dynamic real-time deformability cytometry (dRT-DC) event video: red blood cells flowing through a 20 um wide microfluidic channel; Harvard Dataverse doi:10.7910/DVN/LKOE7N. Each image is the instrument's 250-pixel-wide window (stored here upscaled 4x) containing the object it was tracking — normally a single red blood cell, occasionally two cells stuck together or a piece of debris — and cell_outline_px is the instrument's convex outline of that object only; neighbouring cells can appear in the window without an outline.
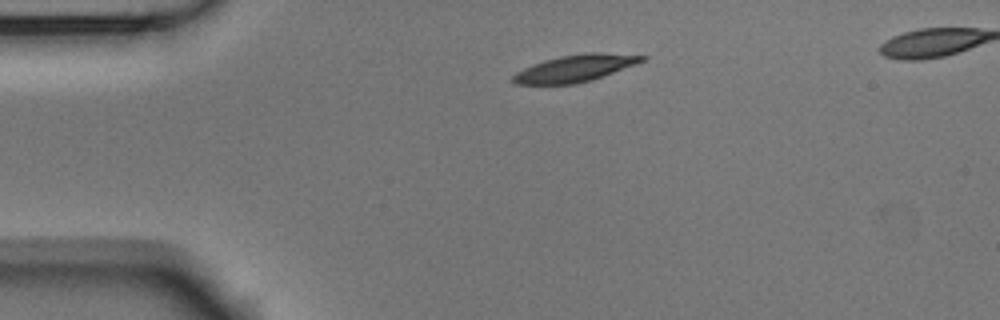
{"species": "Egyptian fruit bat (a non-hibernating species)", "species_latin": "Rousettus aegyptiacus", "temperature_condition": "room temperature", "stored_images_in_passage": 12, "camera_frame_rate_fps": 3000, "um_per_image_px": 0.085, "animal": {"sex": "male"}, "frame": {"image": 1, "passage_image": 1, "time_ms": 0.0, "image_size_px": [1000, 320], "cell_outline_px": [[648, 56], [644, 60], [636, 64], [604, 76], [592, 80], [576, 84], [516, 84], [512, 80], [512, 76], [516, 72], [532, 64], [544, 60], [560, 56], [584, 52], [604, 52]], "centroid_in_image_um": [48.9, 5.79], "position_along_channel_um": 36.1, "area_um2": 20.35}}
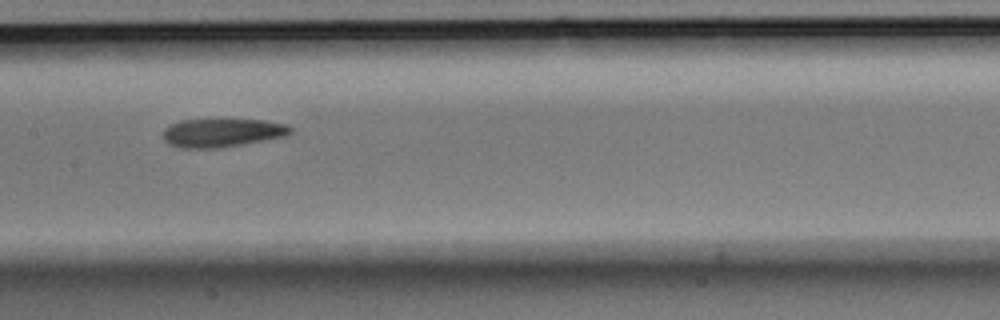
{"frame": {"image": 2, "passage_image": 6, "time_ms": 1.667, "image_size_px": [1000, 320], "cell_outline_px": [[292, 132], [288, 136], [216, 148], [180, 148], [168, 144], [164, 140], [164, 128], [168, 124], [180, 120], [264, 120], [284, 124], [292, 128]], "centroid_in_image_um": [18.85, 11.28], "position_along_channel_um": 188.6, "area_um2": 21.04}}
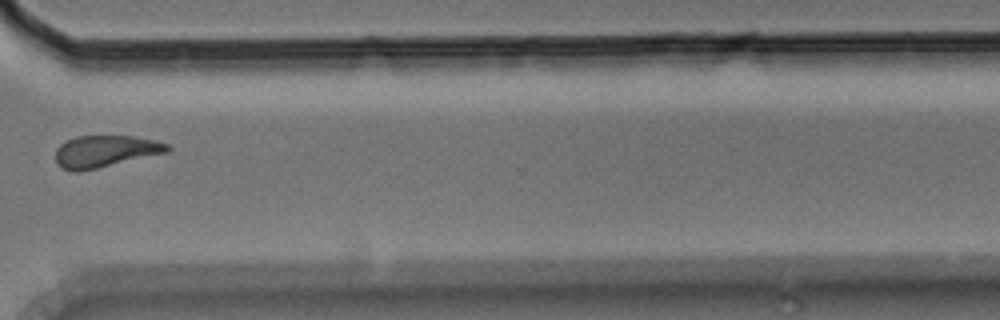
{"frame": {"image": 3, "passage_image": 10, "time_ms": 3.0, "image_size_px": [1000, 320], "cell_outline_px": [[172, 148], [168, 152], [80, 172], [72, 172], [60, 168], [56, 164], [56, 148], [60, 144], [76, 136], [132, 136], [156, 140], [168, 144]], "centroid_in_image_um": [8.92, 12.87], "position_along_channel_um": 361.7, "area_um2": 20.92}}